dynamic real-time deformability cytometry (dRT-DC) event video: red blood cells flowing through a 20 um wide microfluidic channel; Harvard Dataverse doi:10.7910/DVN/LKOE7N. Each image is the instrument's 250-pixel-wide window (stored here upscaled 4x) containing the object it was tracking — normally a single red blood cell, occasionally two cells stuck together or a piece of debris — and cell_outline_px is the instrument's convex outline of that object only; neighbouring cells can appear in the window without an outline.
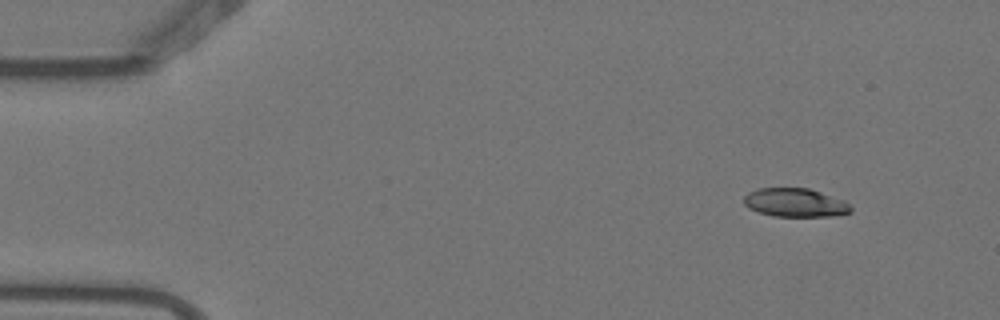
{"species": "Egyptian fruit bat (a non-hibernating species)", "species_latin": "Rousettus aegyptiacus", "temperature_condition": "warm", "stored_images_in_passage": 3, "camera_frame_rate_fps": 3000, "um_per_image_px": 0.085, "animal": {"sex": "female"}, "frame": {"image": 1, "passage_image": 1, "time_ms": 0.0, "image_size_px": [1000, 320], "cell_outline_px": [[852, 212], [836, 216], [772, 216], [748, 208], [744, 204], [744, 196], [748, 192], [760, 188], [808, 188], [844, 200], [852, 208]], "centroid_in_image_um": [67.59, 17.23], "position_along_channel_um": 17.4, "area_um2": 17.8}}